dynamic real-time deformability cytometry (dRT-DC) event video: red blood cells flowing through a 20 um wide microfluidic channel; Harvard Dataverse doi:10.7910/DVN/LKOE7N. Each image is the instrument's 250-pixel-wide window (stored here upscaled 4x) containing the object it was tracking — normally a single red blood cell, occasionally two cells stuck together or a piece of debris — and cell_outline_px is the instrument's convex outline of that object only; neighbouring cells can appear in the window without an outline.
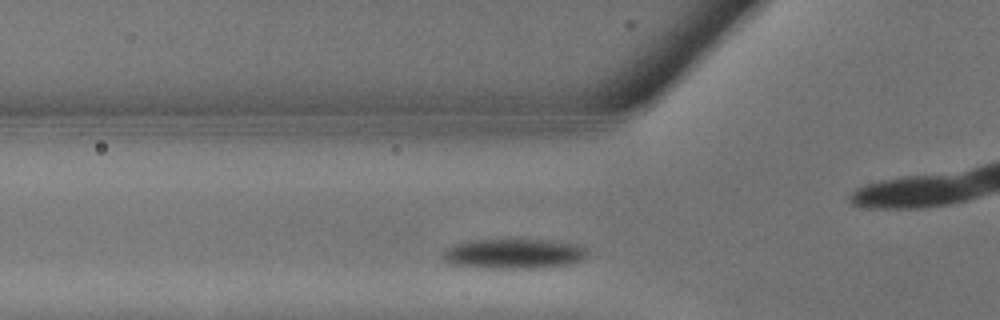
{"species": "common noctule bat (a hibernating species)", "species_latin": "Nyctalus noctula", "temperature_condition": "warm", "stored_images_in_passage": 12, "camera_frame_rate_fps": 3000, "um_per_image_px": 0.085, "animal": {"sex": "male", "body_mass_g": 13.3}, "frame": {"image": 1, "passage_image": 4, "time_ms": 1.0, "image_size_px": [1000, 320], "cell_outline_px": [[588, 252], [580, 260], [568, 264], [532, 268], [492, 268], [448, 264], [440, 256], [452, 244], [468, 240], [552, 240], [584, 244], [588, 248]], "centroid_in_image_um": [43.68, 21.55], "position_along_channel_um": 82.1, "area_um2": 25.37}}
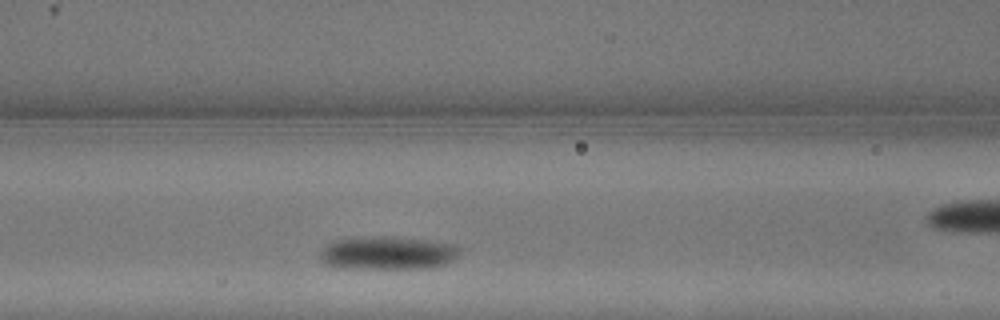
{"frame": {"image": 2, "passage_image": 6, "time_ms": 1.667, "image_size_px": [1000, 320], "cell_outline_px": [[460, 252], [452, 260], [444, 264], [432, 268], [344, 268], [324, 264], [320, 260], [320, 252], [324, 244], [332, 240], [364, 236], [384, 236], [424, 240], [456, 244], [460, 248]], "centroid_in_image_um": [32.89, 21.49], "position_along_channel_um": 133.7, "area_um2": 27.28}}
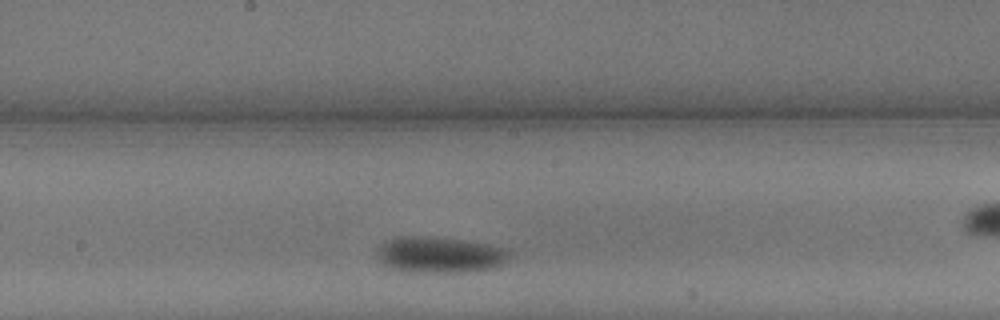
{"frame": {"image": 3, "passage_image": 9, "time_ms": 2.667, "image_size_px": [1000, 320], "cell_outline_px": [[512, 252], [504, 264], [496, 268], [468, 272], [412, 272], [388, 268], [380, 260], [376, 252], [380, 244], [388, 240], [404, 236], [428, 236], [464, 240], [512, 248]], "centroid_in_image_um": [37.45, 21.66], "position_along_channel_um": 210.7, "area_um2": 28.32}}